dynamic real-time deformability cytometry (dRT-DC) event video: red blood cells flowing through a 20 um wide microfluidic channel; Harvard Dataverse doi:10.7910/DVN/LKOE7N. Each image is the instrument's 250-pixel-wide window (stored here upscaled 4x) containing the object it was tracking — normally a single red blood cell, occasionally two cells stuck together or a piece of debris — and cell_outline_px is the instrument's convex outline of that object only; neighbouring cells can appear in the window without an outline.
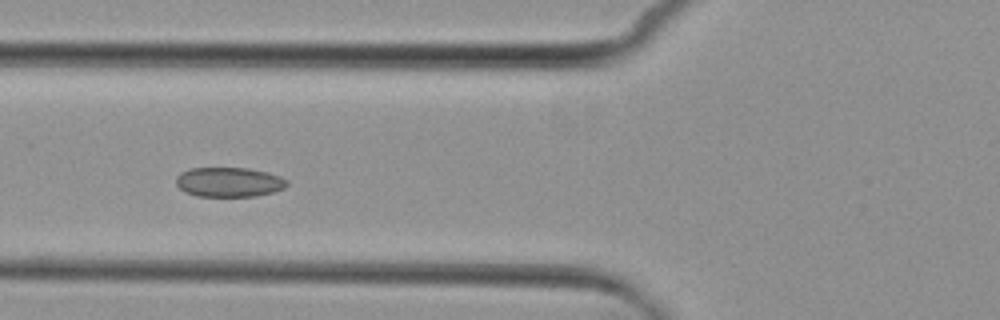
{"species": "common noctule bat (a hibernating species)", "species_latin": "Nyctalus noctula", "temperature_condition": "cold", "stored_images_in_passage": 7, "camera_frame_rate_fps": 3000, "um_per_image_px": 0.085, "animal": {"sex": "female", "body_mass_g": 29.2, "forearm_length_mm": 56.3}, "frame": {"image": 1, "passage_image": 6, "time_ms": 5.667, "image_size_px": [1000, 320], "cell_outline_px": [[288, 184], [284, 188], [272, 192], [256, 196], [196, 196], [184, 192], [176, 184], [176, 176], [180, 172], [188, 168], [248, 168], [268, 172], [280, 176], [288, 180]], "centroid_in_image_um": [19.45, 15.47], "position_along_channel_um": 106.4, "area_um2": 19.31}}
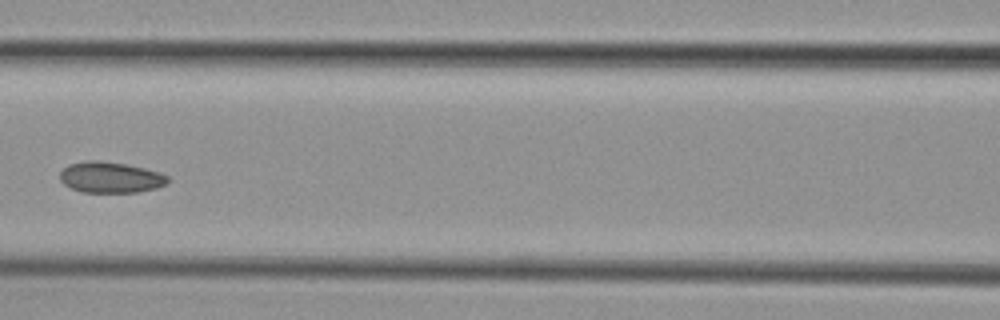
{"frame": {"image": 2, "passage_image": 7, "time_ms": 7.0, "image_size_px": [1000, 320], "cell_outline_px": [[168, 184], [156, 188], [136, 192], [80, 192], [64, 184], [60, 180], [60, 172], [68, 164], [84, 160], [100, 160], [128, 164], [160, 172], [168, 176]], "centroid_in_image_um": [9.39, 15.06], "position_along_channel_um": 157.2, "area_um2": 19.65}}